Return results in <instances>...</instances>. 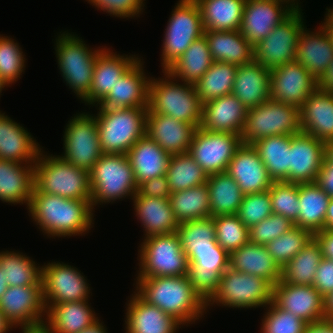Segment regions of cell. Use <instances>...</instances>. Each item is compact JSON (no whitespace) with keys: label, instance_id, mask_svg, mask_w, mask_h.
I'll list each match as a JSON object with an SVG mask.
<instances>
[{"label":"cell","instance_id":"obj_22","mask_svg":"<svg viewBox=\"0 0 333 333\" xmlns=\"http://www.w3.org/2000/svg\"><path fill=\"white\" fill-rule=\"evenodd\" d=\"M139 58L98 103V108H147L150 77H145Z\"/></svg>","mask_w":333,"mask_h":333},{"label":"cell","instance_id":"obj_15","mask_svg":"<svg viewBox=\"0 0 333 333\" xmlns=\"http://www.w3.org/2000/svg\"><path fill=\"white\" fill-rule=\"evenodd\" d=\"M76 267L63 262H52L42 266V289L45 303L86 301L90 287Z\"/></svg>","mask_w":333,"mask_h":333},{"label":"cell","instance_id":"obj_31","mask_svg":"<svg viewBox=\"0 0 333 333\" xmlns=\"http://www.w3.org/2000/svg\"><path fill=\"white\" fill-rule=\"evenodd\" d=\"M34 164L0 160V200L29 206L35 186Z\"/></svg>","mask_w":333,"mask_h":333},{"label":"cell","instance_id":"obj_36","mask_svg":"<svg viewBox=\"0 0 333 333\" xmlns=\"http://www.w3.org/2000/svg\"><path fill=\"white\" fill-rule=\"evenodd\" d=\"M213 62H226L237 66L254 61V46L235 31H204Z\"/></svg>","mask_w":333,"mask_h":333},{"label":"cell","instance_id":"obj_37","mask_svg":"<svg viewBox=\"0 0 333 333\" xmlns=\"http://www.w3.org/2000/svg\"><path fill=\"white\" fill-rule=\"evenodd\" d=\"M299 215L295 226L313 235L324 230L330 196L316 183H298Z\"/></svg>","mask_w":333,"mask_h":333},{"label":"cell","instance_id":"obj_60","mask_svg":"<svg viewBox=\"0 0 333 333\" xmlns=\"http://www.w3.org/2000/svg\"><path fill=\"white\" fill-rule=\"evenodd\" d=\"M316 183L333 198V164L323 160Z\"/></svg>","mask_w":333,"mask_h":333},{"label":"cell","instance_id":"obj_23","mask_svg":"<svg viewBox=\"0 0 333 333\" xmlns=\"http://www.w3.org/2000/svg\"><path fill=\"white\" fill-rule=\"evenodd\" d=\"M196 127L147 109L146 135L170 155L187 153Z\"/></svg>","mask_w":333,"mask_h":333},{"label":"cell","instance_id":"obj_34","mask_svg":"<svg viewBox=\"0 0 333 333\" xmlns=\"http://www.w3.org/2000/svg\"><path fill=\"white\" fill-rule=\"evenodd\" d=\"M45 307V320L53 333H78L99 320L90 309L88 300L45 303Z\"/></svg>","mask_w":333,"mask_h":333},{"label":"cell","instance_id":"obj_24","mask_svg":"<svg viewBox=\"0 0 333 333\" xmlns=\"http://www.w3.org/2000/svg\"><path fill=\"white\" fill-rule=\"evenodd\" d=\"M138 59L135 55L120 56L104 48L96 57L91 88L83 100L85 104H98Z\"/></svg>","mask_w":333,"mask_h":333},{"label":"cell","instance_id":"obj_70","mask_svg":"<svg viewBox=\"0 0 333 333\" xmlns=\"http://www.w3.org/2000/svg\"><path fill=\"white\" fill-rule=\"evenodd\" d=\"M327 12L324 22L322 23V25L326 28V29H333V9H328L327 8Z\"/></svg>","mask_w":333,"mask_h":333},{"label":"cell","instance_id":"obj_40","mask_svg":"<svg viewBox=\"0 0 333 333\" xmlns=\"http://www.w3.org/2000/svg\"><path fill=\"white\" fill-rule=\"evenodd\" d=\"M273 181L289 182L290 135L265 137L252 144Z\"/></svg>","mask_w":333,"mask_h":333},{"label":"cell","instance_id":"obj_7","mask_svg":"<svg viewBox=\"0 0 333 333\" xmlns=\"http://www.w3.org/2000/svg\"><path fill=\"white\" fill-rule=\"evenodd\" d=\"M58 67L66 84L84 100L91 88L97 55L104 49H89L77 35L63 32L55 43Z\"/></svg>","mask_w":333,"mask_h":333},{"label":"cell","instance_id":"obj_30","mask_svg":"<svg viewBox=\"0 0 333 333\" xmlns=\"http://www.w3.org/2000/svg\"><path fill=\"white\" fill-rule=\"evenodd\" d=\"M271 70L255 61L237 68L232 94L249 109L270 99Z\"/></svg>","mask_w":333,"mask_h":333},{"label":"cell","instance_id":"obj_4","mask_svg":"<svg viewBox=\"0 0 333 333\" xmlns=\"http://www.w3.org/2000/svg\"><path fill=\"white\" fill-rule=\"evenodd\" d=\"M34 179L35 187L42 193L91 201L89 171L70 164L59 155L47 156L40 151L34 163Z\"/></svg>","mask_w":333,"mask_h":333},{"label":"cell","instance_id":"obj_57","mask_svg":"<svg viewBox=\"0 0 333 333\" xmlns=\"http://www.w3.org/2000/svg\"><path fill=\"white\" fill-rule=\"evenodd\" d=\"M103 12L120 18L139 16L145 0H87Z\"/></svg>","mask_w":333,"mask_h":333},{"label":"cell","instance_id":"obj_39","mask_svg":"<svg viewBox=\"0 0 333 333\" xmlns=\"http://www.w3.org/2000/svg\"><path fill=\"white\" fill-rule=\"evenodd\" d=\"M213 59L210 54L206 37L196 39L185 50L183 55L173 62L165 71L173 78L184 83L195 85L211 67Z\"/></svg>","mask_w":333,"mask_h":333},{"label":"cell","instance_id":"obj_10","mask_svg":"<svg viewBox=\"0 0 333 333\" xmlns=\"http://www.w3.org/2000/svg\"><path fill=\"white\" fill-rule=\"evenodd\" d=\"M272 302V285L260 276L229 267L222 275L217 291L206 302L231 308L266 307Z\"/></svg>","mask_w":333,"mask_h":333},{"label":"cell","instance_id":"obj_38","mask_svg":"<svg viewBox=\"0 0 333 333\" xmlns=\"http://www.w3.org/2000/svg\"><path fill=\"white\" fill-rule=\"evenodd\" d=\"M205 31L239 30L246 0H194Z\"/></svg>","mask_w":333,"mask_h":333},{"label":"cell","instance_id":"obj_13","mask_svg":"<svg viewBox=\"0 0 333 333\" xmlns=\"http://www.w3.org/2000/svg\"><path fill=\"white\" fill-rule=\"evenodd\" d=\"M63 138L64 154L60 157L78 168L90 171L103 154L96 118L88 113L74 115Z\"/></svg>","mask_w":333,"mask_h":333},{"label":"cell","instance_id":"obj_44","mask_svg":"<svg viewBox=\"0 0 333 333\" xmlns=\"http://www.w3.org/2000/svg\"><path fill=\"white\" fill-rule=\"evenodd\" d=\"M36 265L23 253L0 252V268L9 287L42 286V267Z\"/></svg>","mask_w":333,"mask_h":333},{"label":"cell","instance_id":"obj_49","mask_svg":"<svg viewBox=\"0 0 333 333\" xmlns=\"http://www.w3.org/2000/svg\"><path fill=\"white\" fill-rule=\"evenodd\" d=\"M216 241L229 255L249 242L248 228L237 215L214 217Z\"/></svg>","mask_w":333,"mask_h":333},{"label":"cell","instance_id":"obj_27","mask_svg":"<svg viewBox=\"0 0 333 333\" xmlns=\"http://www.w3.org/2000/svg\"><path fill=\"white\" fill-rule=\"evenodd\" d=\"M134 293L127 303L126 333H176L178 320Z\"/></svg>","mask_w":333,"mask_h":333},{"label":"cell","instance_id":"obj_72","mask_svg":"<svg viewBox=\"0 0 333 333\" xmlns=\"http://www.w3.org/2000/svg\"><path fill=\"white\" fill-rule=\"evenodd\" d=\"M286 2L293 10H301L297 0H282ZM297 1V2H296Z\"/></svg>","mask_w":333,"mask_h":333},{"label":"cell","instance_id":"obj_14","mask_svg":"<svg viewBox=\"0 0 333 333\" xmlns=\"http://www.w3.org/2000/svg\"><path fill=\"white\" fill-rule=\"evenodd\" d=\"M241 144V136L238 134L212 132L199 127L194 132L188 153L209 176L226 172Z\"/></svg>","mask_w":333,"mask_h":333},{"label":"cell","instance_id":"obj_43","mask_svg":"<svg viewBox=\"0 0 333 333\" xmlns=\"http://www.w3.org/2000/svg\"><path fill=\"white\" fill-rule=\"evenodd\" d=\"M322 250L313 237L309 243L281 269V281L293 285H313L322 260Z\"/></svg>","mask_w":333,"mask_h":333},{"label":"cell","instance_id":"obj_59","mask_svg":"<svg viewBox=\"0 0 333 333\" xmlns=\"http://www.w3.org/2000/svg\"><path fill=\"white\" fill-rule=\"evenodd\" d=\"M312 286L323 297L333 291V260L322 258L315 273Z\"/></svg>","mask_w":333,"mask_h":333},{"label":"cell","instance_id":"obj_42","mask_svg":"<svg viewBox=\"0 0 333 333\" xmlns=\"http://www.w3.org/2000/svg\"><path fill=\"white\" fill-rule=\"evenodd\" d=\"M169 201L178 223L211 217L209 190L206 184L171 193Z\"/></svg>","mask_w":333,"mask_h":333},{"label":"cell","instance_id":"obj_19","mask_svg":"<svg viewBox=\"0 0 333 333\" xmlns=\"http://www.w3.org/2000/svg\"><path fill=\"white\" fill-rule=\"evenodd\" d=\"M0 310L15 328L44 321L42 286L8 287L1 297Z\"/></svg>","mask_w":333,"mask_h":333},{"label":"cell","instance_id":"obj_41","mask_svg":"<svg viewBox=\"0 0 333 333\" xmlns=\"http://www.w3.org/2000/svg\"><path fill=\"white\" fill-rule=\"evenodd\" d=\"M206 185L209 190L211 217L237 214L244 194L227 172L209 175Z\"/></svg>","mask_w":333,"mask_h":333},{"label":"cell","instance_id":"obj_5","mask_svg":"<svg viewBox=\"0 0 333 333\" xmlns=\"http://www.w3.org/2000/svg\"><path fill=\"white\" fill-rule=\"evenodd\" d=\"M95 115L103 154H127L146 135L147 108H98Z\"/></svg>","mask_w":333,"mask_h":333},{"label":"cell","instance_id":"obj_2","mask_svg":"<svg viewBox=\"0 0 333 333\" xmlns=\"http://www.w3.org/2000/svg\"><path fill=\"white\" fill-rule=\"evenodd\" d=\"M136 293L147 303L172 315L182 325L195 322L206 303L194 291L187 275L137 278Z\"/></svg>","mask_w":333,"mask_h":333},{"label":"cell","instance_id":"obj_54","mask_svg":"<svg viewBox=\"0 0 333 333\" xmlns=\"http://www.w3.org/2000/svg\"><path fill=\"white\" fill-rule=\"evenodd\" d=\"M294 227L295 224L288 218L272 213L266 219L248 229L249 242L266 245Z\"/></svg>","mask_w":333,"mask_h":333},{"label":"cell","instance_id":"obj_6","mask_svg":"<svg viewBox=\"0 0 333 333\" xmlns=\"http://www.w3.org/2000/svg\"><path fill=\"white\" fill-rule=\"evenodd\" d=\"M91 204L110 203L137 193V184L125 154H102L89 171Z\"/></svg>","mask_w":333,"mask_h":333},{"label":"cell","instance_id":"obj_62","mask_svg":"<svg viewBox=\"0 0 333 333\" xmlns=\"http://www.w3.org/2000/svg\"><path fill=\"white\" fill-rule=\"evenodd\" d=\"M304 333H333V319H322L307 324Z\"/></svg>","mask_w":333,"mask_h":333},{"label":"cell","instance_id":"obj_21","mask_svg":"<svg viewBox=\"0 0 333 333\" xmlns=\"http://www.w3.org/2000/svg\"><path fill=\"white\" fill-rule=\"evenodd\" d=\"M226 172L237 182L244 195L265 192L273 183L252 144L242 143L237 148Z\"/></svg>","mask_w":333,"mask_h":333},{"label":"cell","instance_id":"obj_33","mask_svg":"<svg viewBox=\"0 0 333 333\" xmlns=\"http://www.w3.org/2000/svg\"><path fill=\"white\" fill-rule=\"evenodd\" d=\"M229 267L236 271L260 276L272 286L281 280V268L265 245L248 242L230 254Z\"/></svg>","mask_w":333,"mask_h":333},{"label":"cell","instance_id":"obj_16","mask_svg":"<svg viewBox=\"0 0 333 333\" xmlns=\"http://www.w3.org/2000/svg\"><path fill=\"white\" fill-rule=\"evenodd\" d=\"M318 81L297 61L271 69L270 99L300 108Z\"/></svg>","mask_w":333,"mask_h":333},{"label":"cell","instance_id":"obj_52","mask_svg":"<svg viewBox=\"0 0 333 333\" xmlns=\"http://www.w3.org/2000/svg\"><path fill=\"white\" fill-rule=\"evenodd\" d=\"M266 309L261 333H304L307 323L291 312L278 308L273 302Z\"/></svg>","mask_w":333,"mask_h":333},{"label":"cell","instance_id":"obj_64","mask_svg":"<svg viewBox=\"0 0 333 333\" xmlns=\"http://www.w3.org/2000/svg\"><path fill=\"white\" fill-rule=\"evenodd\" d=\"M22 333H53L51 327L46 321L35 324L21 325Z\"/></svg>","mask_w":333,"mask_h":333},{"label":"cell","instance_id":"obj_1","mask_svg":"<svg viewBox=\"0 0 333 333\" xmlns=\"http://www.w3.org/2000/svg\"><path fill=\"white\" fill-rule=\"evenodd\" d=\"M28 210L33 221L48 237L82 235L94 224L90 200L66 199L42 193L35 186Z\"/></svg>","mask_w":333,"mask_h":333},{"label":"cell","instance_id":"obj_17","mask_svg":"<svg viewBox=\"0 0 333 333\" xmlns=\"http://www.w3.org/2000/svg\"><path fill=\"white\" fill-rule=\"evenodd\" d=\"M293 11L282 0H246L239 31L249 43L255 46Z\"/></svg>","mask_w":333,"mask_h":333},{"label":"cell","instance_id":"obj_55","mask_svg":"<svg viewBox=\"0 0 333 333\" xmlns=\"http://www.w3.org/2000/svg\"><path fill=\"white\" fill-rule=\"evenodd\" d=\"M186 256L188 270L226 271L229 268L230 255L219 244L214 249L195 250Z\"/></svg>","mask_w":333,"mask_h":333},{"label":"cell","instance_id":"obj_69","mask_svg":"<svg viewBox=\"0 0 333 333\" xmlns=\"http://www.w3.org/2000/svg\"><path fill=\"white\" fill-rule=\"evenodd\" d=\"M13 325L6 319L0 310V333H7V331L12 330Z\"/></svg>","mask_w":333,"mask_h":333},{"label":"cell","instance_id":"obj_46","mask_svg":"<svg viewBox=\"0 0 333 333\" xmlns=\"http://www.w3.org/2000/svg\"><path fill=\"white\" fill-rule=\"evenodd\" d=\"M165 176L171 193L206 184L209 177L188 152L171 155Z\"/></svg>","mask_w":333,"mask_h":333},{"label":"cell","instance_id":"obj_73","mask_svg":"<svg viewBox=\"0 0 333 333\" xmlns=\"http://www.w3.org/2000/svg\"><path fill=\"white\" fill-rule=\"evenodd\" d=\"M333 47V29H326Z\"/></svg>","mask_w":333,"mask_h":333},{"label":"cell","instance_id":"obj_47","mask_svg":"<svg viewBox=\"0 0 333 333\" xmlns=\"http://www.w3.org/2000/svg\"><path fill=\"white\" fill-rule=\"evenodd\" d=\"M177 233L186 255L195 250L214 249L218 245L214 217L179 223Z\"/></svg>","mask_w":333,"mask_h":333},{"label":"cell","instance_id":"obj_18","mask_svg":"<svg viewBox=\"0 0 333 333\" xmlns=\"http://www.w3.org/2000/svg\"><path fill=\"white\" fill-rule=\"evenodd\" d=\"M272 302L307 324L325 319L324 297L312 285H293L280 280L272 286Z\"/></svg>","mask_w":333,"mask_h":333},{"label":"cell","instance_id":"obj_11","mask_svg":"<svg viewBox=\"0 0 333 333\" xmlns=\"http://www.w3.org/2000/svg\"><path fill=\"white\" fill-rule=\"evenodd\" d=\"M162 47V66L166 70L180 58L193 41L204 35L200 10L194 0H179L168 21Z\"/></svg>","mask_w":333,"mask_h":333},{"label":"cell","instance_id":"obj_9","mask_svg":"<svg viewBox=\"0 0 333 333\" xmlns=\"http://www.w3.org/2000/svg\"><path fill=\"white\" fill-rule=\"evenodd\" d=\"M140 245L136 278L188 275V258L177 232L146 237Z\"/></svg>","mask_w":333,"mask_h":333},{"label":"cell","instance_id":"obj_3","mask_svg":"<svg viewBox=\"0 0 333 333\" xmlns=\"http://www.w3.org/2000/svg\"><path fill=\"white\" fill-rule=\"evenodd\" d=\"M162 72L164 78H158V80L150 78L148 109L199 128L203 103L197 95L194 85L184 82L179 84L178 79L175 80L167 71Z\"/></svg>","mask_w":333,"mask_h":333},{"label":"cell","instance_id":"obj_48","mask_svg":"<svg viewBox=\"0 0 333 333\" xmlns=\"http://www.w3.org/2000/svg\"><path fill=\"white\" fill-rule=\"evenodd\" d=\"M313 237L314 235L310 231L295 226L290 231L266 244L265 248L282 269Z\"/></svg>","mask_w":333,"mask_h":333},{"label":"cell","instance_id":"obj_51","mask_svg":"<svg viewBox=\"0 0 333 333\" xmlns=\"http://www.w3.org/2000/svg\"><path fill=\"white\" fill-rule=\"evenodd\" d=\"M25 58L19 44L0 35V79L6 86L16 82L25 70Z\"/></svg>","mask_w":333,"mask_h":333},{"label":"cell","instance_id":"obj_28","mask_svg":"<svg viewBox=\"0 0 333 333\" xmlns=\"http://www.w3.org/2000/svg\"><path fill=\"white\" fill-rule=\"evenodd\" d=\"M1 113L0 160L34 164L42 148L23 126Z\"/></svg>","mask_w":333,"mask_h":333},{"label":"cell","instance_id":"obj_68","mask_svg":"<svg viewBox=\"0 0 333 333\" xmlns=\"http://www.w3.org/2000/svg\"><path fill=\"white\" fill-rule=\"evenodd\" d=\"M324 160L333 164V140L324 142Z\"/></svg>","mask_w":333,"mask_h":333},{"label":"cell","instance_id":"obj_45","mask_svg":"<svg viewBox=\"0 0 333 333\" xmlns=\"http://www.w3.org/2000/svg\"><path fill=\"white\" fill-rule=\"evenodd\" d=\"M238 66L226 62H213L207 72L194 85L204 104L207 101L232 94Z\"/></svg>","mask_w":333,"mask_h":333},{"label":"cell","instance_id":"obj_58","mask_svg":"<svg viewBox=\"0 0 333 333\" xmlns=\"http://www.w3.org/2000/svg\"><path fill=\"white\" fill-rule=\"evenodd\" d=\"M171 190L165 175L146 180L138 185L135 196L169 199Z\"/></svg>","mask_w":333,"mask_h":333},{"label":"cell","instance_id":"obj_56","mask_svg":"<svg viewBox=\"0 0 333 333\" xmlns=\"http://www.w3.org/2000/svg\"><path fill=\"white\" fill-rule=\"evenodd\" d=\"M225 271L188 270V278L194 291L206 303L217 291L221 275Z\"/></svg>","mask_w":333,"mask_h":333},{"label":"cell","instance_id":"obj_67","mask_svg":"<svg viewBox=\"0 0 333 333\" xmlns=\"http://www.w3.org/2000/svg\"><path fill=\"white\" fill-rule=\"evenodd\" d=\"M105 328L106 327L103 326L102 322L98 320L92 326L87 327L78 333H108Z\"/></svg>","mask_w":333,"mask_h":333},{"label":"cell","instance_id":"obj_12","mask_svg":"<svg viewBox=\"0 0 333 333\" xmlns=\"http://www.w3.org/2000/svg\"><path fill=\"white\" fill-rule=\"evenodd\" d=\"M303 13L294 10L272 32L254 46V61L268 69L296 61L299 35L304 27Z\"/></svg>","mask_w":333,"mask_h":333},{"label":"cell","instance_id":"obj_25","mask_svg":"<svg viewBox=\"0 0 333 333\" xmlns=\"http://www.w3.org/2000/svg\"><path fill=\"white\" fill-rule=\"evenodd\" d=\"M247 111L244 104L233 94L215 98L203 104L200 128L241 135Z\"/></svg>","mask_w":333,"mask_h":333},{"label":"cell","instance_id":"obj_8","mask_svg":"<svg viewBox=\"0 0 333 333\" xmlns=\"http://www.w3.org/2000/svg\"><path fill=\"white\" fill-rule=\"evenodd\" d=\"M300 109L292 104L269 99L259 106L249 108L241 133V142L253 144L265 137L297 135L301 133Z\"/></svg>","mask_w":333,"mask_h":333},{"label":"cell","instance_id":"obj_74","mask_svg":"<svg viewBox=\"0 0 333 333\" xmlns=\"http://www.w3.org/2000/svg\"><path fill=\"white\" fill-rule=\"evenodd\" d=\"M5 87H6L5 83L0 79V94Z\"/></svg>","mask_w":333,"mask_h":333},{"label":"cell","instance_id":"obj_63","mask_svg":"<svg viewBox=\"0 0 333 333\" xmlns=\"http://www.w3.org/2000/svg\"><path fill=\"white\" fill-rule=\"evenodd\" d=\"M318 88L322 91L333 93V61L324 74L318 79Z\"/></svg>","mask_w":333,"mask_h":333},{"label":"cell","instance_id":"obj_61","mask_svg":"<svg viewBox=\"0 0 333 333\" xmlns=\"http://www.w3.org/2000/svg\"><path fill=\"white\" fill-rule=\"evenodd\" d=\"M322 250V257L333 260V230H323L314 234Z\"/></svg>","mask_w":333,"mask_h":333},{"label":"cell","instance_id":"obj_53","mask_svg":"<svg viewBox=\"0 0 333 333\" xmlns=\"http://www.w3.org/2000/svg\"><path fill=\"white\" fill-rule=\"evenodd\" d=\"M273 213L269 191L243 196L237 217L249 229Z\"/></svg>","mask_w":333,"mask_h":333},{"label":"cell","instance_id":"obj_65","mask_svg":"<svg viewBox=\"0 0 333 333\" xmlns=\"http://www.w3.org/2000/svg\"><path fill=\"white\" fill-rule=\"evenodd\" d=\"M325 319H333V291L324 297Z\"/></svg>","mask_w":333,"mask_h":333},{"label":"cell","instance_id":"obj_26","mask_svg":"<svg viewBox=\"0 0 333 333\" xmlns=\"http://www.w3.org/2000/svg\"><path fill=\"white\" fill-rule=\"evenodd\" d=\"M300 109V127L303 133L317 140H333V93L318 87L308 96Z\"/></svg>","mask_w":333,"mask_h":333},{"label":"cell","instance_id":"obj_71","mask_svg":"<svg viewBox=\"0 0 333 333\" xmlns=\"http://www.w3.org/2000/svg\"><path fill=\"white\" fill-rule=\"evenodd\" d=\"M8 287L9 286L7 284V281H5L4 276H3V271H1V268H0V300H1V297L3 296V294L6 292Z\"/></svg>","mask_w":333,"mask_h":333},{"label":"cell","instance_id":"obj_66","mask_svg":"<svg viewBox=\"0 0 333 333\" xmlns=\"http://www.w3.org/2000/svg\"><path fill=\"white\" fill-rule=\"evenodd\" d=\"M324 230H333V198H330L325 216Z\"/></svg>","mask_w":333,"mask_h":333},{"label":"cell","instance_id":"obj_35","mask_svg":"<svg viewBox=\"0 0 333 333\" xmlns=\"http://www.w3.org/2000/svg\"><path fill=\"white\" fill-rule=\"evenodd\" d=\"M134 209L142 223L145 237L177 232L176 220L169 199L134 196Z\"/></svg>","mask_w":333,"mask_h":333},{"label":"cell","instance_id":"obj_20","mask_svg":"<svg viewBox=\"0 0 333 333\" xmlns=\"http://www.w3.org/2000/svg\"><path fill=\"white\" fill-rule=\"evenodd\" d=\"M323 160L324 142L303 132L291 135L289 182H316Z\"/></svg>","mask_w":333,"mask_h":333},{"label":"cell","instance_id":"obj_29","mask_svg":"<svg viewBox=\"0 0 333 333\" xmlns=\"http://www.w3.org/2000/svg\"><path fill=\"white\" fill-rule=\"evenodd\" d=\"M305 28L299 35L296 61L318 81L333 61V47L323 25L315 33Z\"/></svg>","mask_w":333,"mask_h":333},{"label":"cell","instance_id":"obj_32","mask_svg":"<svg viewBox=\"0 0 333 333\" xmlns=\"http://www.w3.org/2000/svg\"><path fill=\"white\" fill-rule=\"evenodd\" d=\"M126 155L137 186L146 180L165 175L171 157L147 135L140 138Z\"/></svg>","mask_w":333,"mask_h":333},{"label":"cell","instance_id":"obj_50","mask_svg":"<svg viewBox=\"0 0 333 333\" xmlns=\"http://www.w3.org/2000/svg\"><path fill=\"white\" fill-rule=\"evenodd\" d=\"M268 191L273 214L282 215L295 223L298 220L300 206L298 183L273 181Z\"/></svg>","mask_w":333,"mask_h":333}]
</instances>
